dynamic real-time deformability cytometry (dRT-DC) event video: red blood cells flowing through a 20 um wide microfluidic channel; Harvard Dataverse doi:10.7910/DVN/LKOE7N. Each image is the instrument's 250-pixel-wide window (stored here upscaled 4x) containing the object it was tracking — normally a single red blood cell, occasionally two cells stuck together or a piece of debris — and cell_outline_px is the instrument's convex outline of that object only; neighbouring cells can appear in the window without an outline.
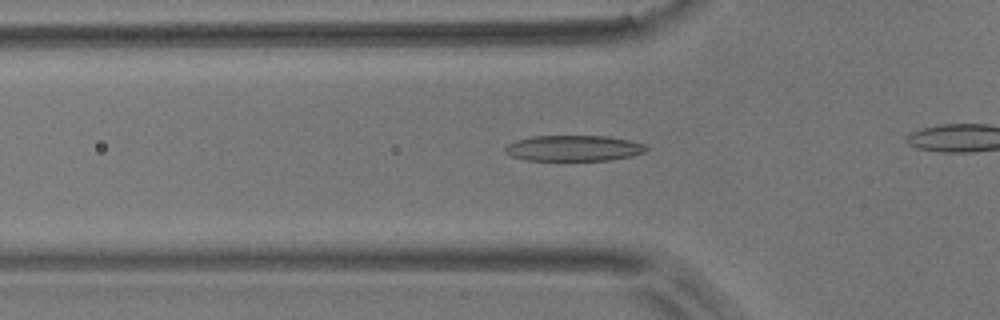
{"species": "common noctule bat (a hibernating species)", "species_latin": "Nyctalus noctula", "temperature_condition": "room temperature", "stored_images_in_passage": 44, "camera_frame_rate_fps": 3000, "um_per_image_px": 0.085, "animal": {"sex": "male", "body_mass_g": 17.9}, "frame": {"image": 1, "passage_image": 11, "time_ms": 3.333, "image_size_px": [1000, 320], "cell_outline_px": [[648, 148], [644, 152], [632, 156], [612, 160], [528, 160], [512, 156], [504, 152], [504, 148], [508, 144], [516, 140], [532, 136], [608, 136], [628, 140], [644, 144]], "centroid_in_image_um": [48.76, 12.59], "position_along_channel_um": 77.0, "area_um2": 21.15}}
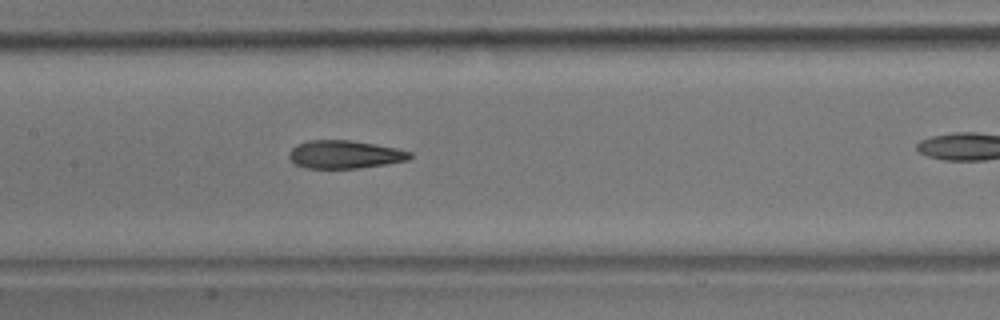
{"frame": {"image": 2, "passage_image": 19, "time_ms": 6.0, "image_size_px": [1000, 320], "cell_outline_px": [[412, 156], [408, 160], [388, 164], [360, 168], [304, 168], [296, 164], [288, 156], [288, 152], [296, 144], [308, 140], [352, 140], [376, 144], [396, 148], [412, 152]], "centroid_in_image_um": [29.31, 13.12], "position_along_channel_um": 178.1, "area_um2": 19.94}}
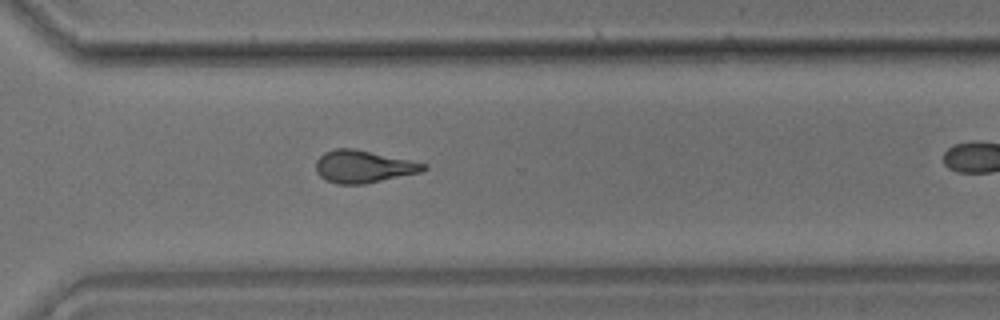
{"frame": {"image": 3, "passage_image": 32, "time_ms": 10.333, "image_size_px": [1000, 320], "cell_outline_px": [[428, 168], [424, 172], [364, 184], [336, 184], [324, 180], [316, 172], [316, 160], [324, 152], [336, 148], [352, 148], [428, 164]], "centroid_in_image_um": [30.89, 14.17], "position_along_channel_um": 339.7, "area_um2": 20.46}, "authors_computed_cell_mechanics": {"area_um2": 20.1722, "velocity_mm_per_s": 3.743, "shape_relaxation_time_tau1_ms": 6.0724, "shape_relaxation_time_tau2_ms": 2.9882, "deformation_change_tau1": 0.1887, "deformation_change_tau2": 0.1349}}